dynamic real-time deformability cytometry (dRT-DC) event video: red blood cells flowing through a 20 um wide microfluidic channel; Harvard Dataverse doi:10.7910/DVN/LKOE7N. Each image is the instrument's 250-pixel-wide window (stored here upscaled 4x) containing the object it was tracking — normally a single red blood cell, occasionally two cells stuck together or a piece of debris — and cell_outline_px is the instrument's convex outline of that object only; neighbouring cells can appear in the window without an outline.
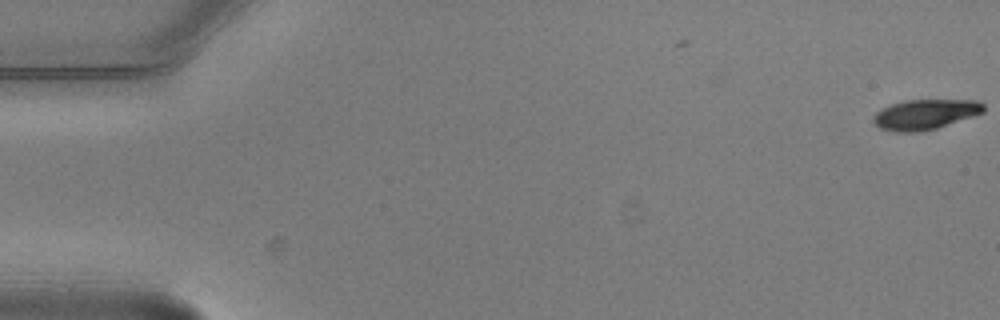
{"species": "common noctule bat (a hibernating species)", "species_latin": "Nyctalus noctula", "temperature_condition": "warm", "stored_images_in_passage": 2, "camera_frame_rate_fps": 3000, "um_per_image_px": 0.085, "animal": {"sex": "male", "body_mass_g": 20.5, "forearm_length_mm": 52.5}, "frame": {"image": 1, "passage_image": 2, "time_ms": 0.333, "image_size_px": [1000, 320], "cell_outline_px": [[984, 112], [936, 128], [920, 132], [896, 132], [880, 128], [872, 120], [876, 112], [892, 104], [904, 100], [976, 100], [984, 104]], "centroid_in_image_um": [78.63, 9.72], "position_along_channel_um": 6.4, "area_um2": 19.13}}